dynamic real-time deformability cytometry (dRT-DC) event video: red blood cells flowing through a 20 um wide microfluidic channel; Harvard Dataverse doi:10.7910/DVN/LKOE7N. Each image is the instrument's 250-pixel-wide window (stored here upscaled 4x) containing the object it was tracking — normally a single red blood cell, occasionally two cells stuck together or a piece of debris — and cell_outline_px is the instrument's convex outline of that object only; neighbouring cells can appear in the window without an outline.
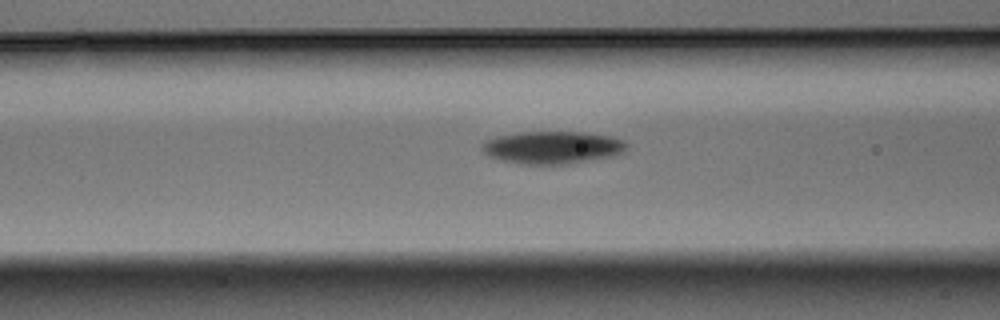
{"species": "Egyptian fruit bat (a non-hibernating species)", "species_latin": "Rousettus aegyptiacus", "temperature_condition": "warm", "stored_images_in_passage": 42, "camera_frame_rate_fps": 3000, "um_per_image_px": 0.085, "animal": {"sex": "male"}, "frame": {"image": 1, "passage_image": 15, "time_ms": 4.667, "image_size_px": [1000, 320], "cell_outline_px": [[628, 144], [624, 152], [612, 156], [568, 164], [520, 164], [500, 160], [488, 156], [480, 148], [480, 144], [484, 140], [496, 136], [520, 132], [584, 132], [612, 136], [624, 140]], "centroid_in_image_um": [46.93, 12.53], "position_along_channel_um": 119.7, "area_um2": 27.74}}
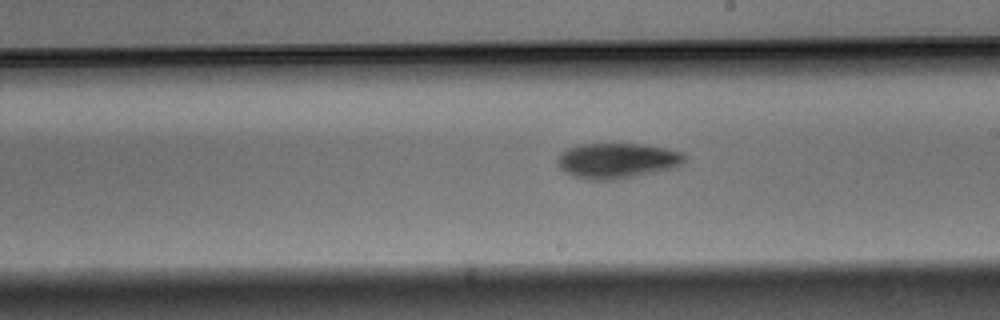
{"frame": {"image": 2, "passage_image": 24, "time_ms": 7.667, "image_size_px": [1000, 320], "cell_outline_px": [[688, 156], [684, 164], [676, 168], [620, 180], [588, 180], [572, 176], [560, 168], [556, 164], [556, 156], [560, 152], [568, 148], [580, 144], [644, 144], [668, 148], [684, 152]], "centroid_in_image_um": [52.5, 13.66], "position_along_channel_um": 236.5, "area_um2": 27.05}}
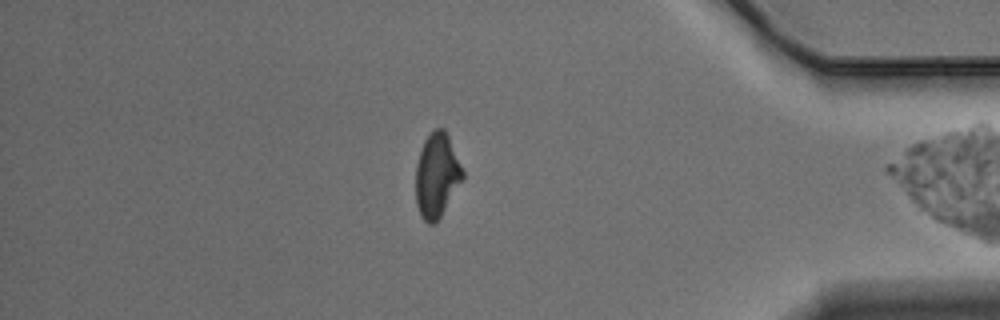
{"frame": {"image": 3, "passage_image": 39, "time_ms": 12.667, "image_size_px": [1000, 320], "cell_outline_px": [[464, 180], [436, 224], [428, 224], [420, 216], [416, 204], [416, 164], [424, 140], [436, 128], [444, 128], [448, 136], [464, 172]], "centroid_in_image_um": [37.14, 14.96], "position_along_channel_um": 398.1, "area_um2": 23.18}}